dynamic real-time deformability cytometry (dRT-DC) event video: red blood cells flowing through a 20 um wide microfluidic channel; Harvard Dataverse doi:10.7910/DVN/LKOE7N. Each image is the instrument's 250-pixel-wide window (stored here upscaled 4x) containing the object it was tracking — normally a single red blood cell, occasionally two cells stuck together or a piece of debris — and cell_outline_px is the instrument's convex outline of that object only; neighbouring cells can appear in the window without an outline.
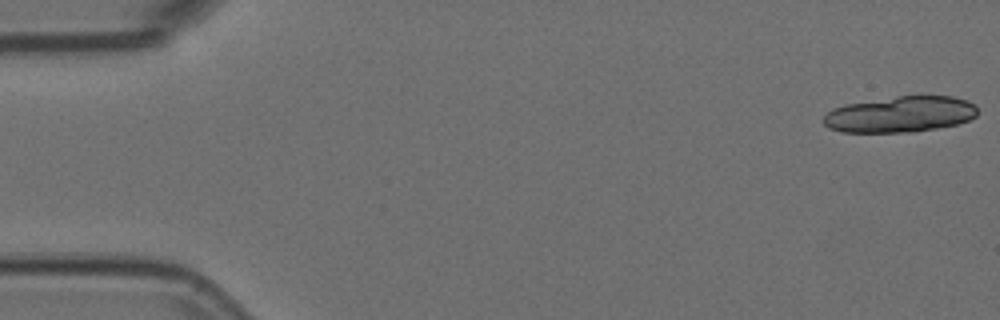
{"species": "Egyptian fruit bat (a non-hibernating species)", "species_latin": "Rousettus aegyptiacus", "temperature_condition": "room temperature", "stored_images_in_passage": 33, "camera_frame_rate_fps": 3000, "um_per_image_px": 0.085, "animal": {"sex": "female"}, "frame": {"image": 1, "passage_image": 1, "time_ms": 0.0, "image_size_px": [1000, 320], "cell_outline_px": [[976, 116], [968, 120], [956, 124], [916, 132], [840, 132], [828, 128], [824, 124], [824, 116], [832, 108], [844, 104], [896, 96], [924, 92], [952, 96], [968, 100], [976, 104]], "centroid_in_image_um": [76.56, 9.67], "position_along_channel_um": 8.4, "area_um2": 33.29}}